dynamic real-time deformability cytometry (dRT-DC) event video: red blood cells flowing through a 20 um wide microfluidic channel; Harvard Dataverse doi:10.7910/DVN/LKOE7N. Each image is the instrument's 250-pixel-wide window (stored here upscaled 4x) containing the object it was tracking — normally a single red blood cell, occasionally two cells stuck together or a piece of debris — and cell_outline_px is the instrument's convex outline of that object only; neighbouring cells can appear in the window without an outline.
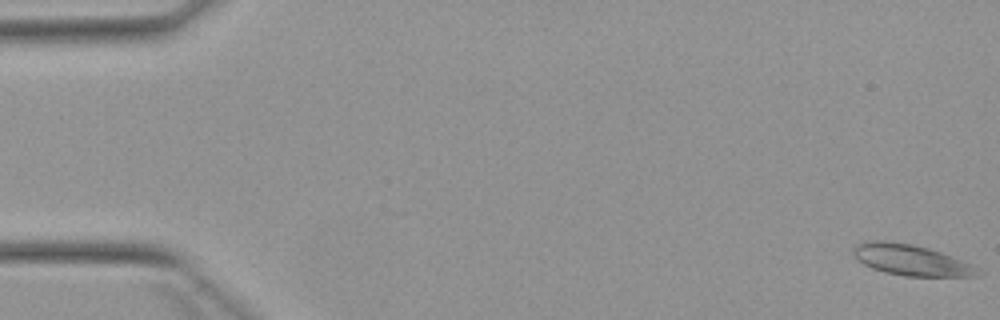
{"species": "Egyptian fruit bat (a non-hibernating species)", "species_latin": "Rousettus aegyptiacus", "temperature_condition": "warm", "stored_images_in_passage": 4, "camera_frame_rate_fps": 3000, "um_per_image_px": 0.085, "animal": {"sex": "female"}, "frame": {"image": 1, "passage_image": 1, "time_ms": 0.0, "image_size_px": [1000, 320], "cell_outline_px": [[984, 272], [976, 276], [904, 276], [884, 272], [872, 268], [864, 264], [852, 252], [852, 248], [856, 244], [864, 240], [884, 240], [912, 244], [928, 248], [940, 252], [972, 264]], "centroid_in_image_um": [77.43, 22.09], "position_along_channel_um": 7.6, "area_um2": 22.43}}
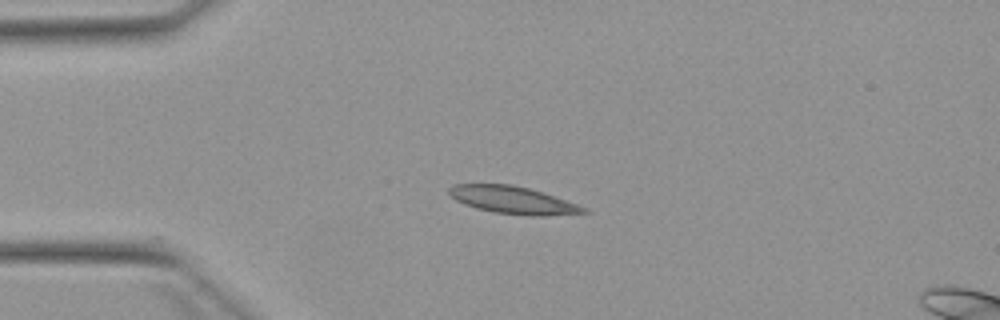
{"frame": {"image": 2, "passage_image": 4, "time_ms": 4.0, "image_size_px": [1000, 320], "cell_outline_px": [[588, 212], [544, 216], [532, 216], [496, 212], [476, 208], [464, 204], [456, 200], [448, 192], [448, 188], [452, 184], [512, 184], [528, 188], [588, 208]], "centroid_in_image_um": [43.55, 17.0], "position_along_channel_um": 41.4, "area_um2": 21.15}}